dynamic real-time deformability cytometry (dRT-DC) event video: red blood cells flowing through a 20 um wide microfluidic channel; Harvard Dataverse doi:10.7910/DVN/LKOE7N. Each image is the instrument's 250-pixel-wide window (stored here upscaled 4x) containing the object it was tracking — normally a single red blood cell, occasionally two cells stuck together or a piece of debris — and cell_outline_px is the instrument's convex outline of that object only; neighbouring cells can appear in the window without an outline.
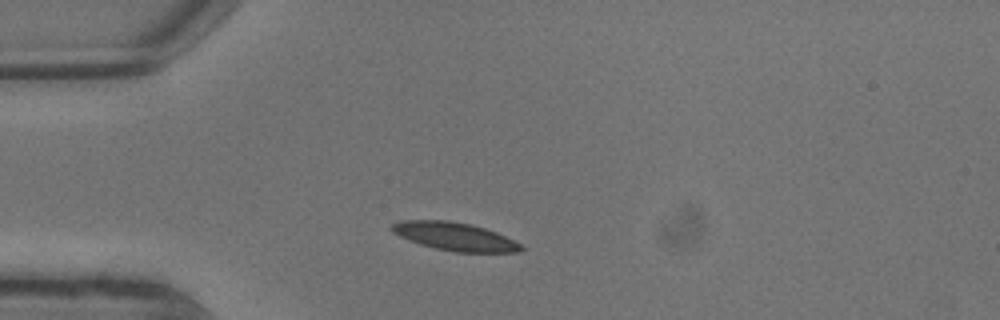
{"species": "common noctule bat (a hibernating species)", "species_latin": "Nyctalus noctula", "temperature_condition": "warm", "stored_images_in_passage": 3, "camera_frame_rate_fps": 3000, "um_per_image_px": 0.085, "animal": {"sex": "male", "body_mass_g": 13.3}, "frame": {"image": 1, "passage_image": 1, "time_ms": 0.0, "image_size_px": [1000, 320], "cell_outline_px": [[524, 248], [516, 252], [456, 252], [436, 248], [420, 244], [408, 240], [392, 232], [388, 228], [392, 224], [400, 220], [448, 220], [468, 224], [484, 228], [496, 232], [520, 244]], "centroid_in_image_um": [38.58, 20.09], "position_along_channel_um": 46.4, "area_um2": 20.98}}
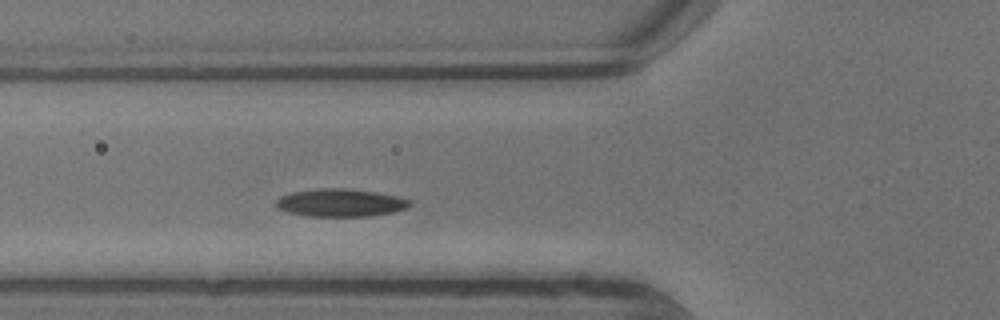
{"frame": {"image": 2, "passage_image": 3, "time_ms": 0.667, "image_size_px": [1000, 320], "cell_outline_px": [[412, 204], [408, 208], [392, 212], [368, 216], [308, 216], [288, 212], [276, 208], [276, 200], [280, 196], [292, 192], [316, 188], [348, 188], [376, 192], [400, 196], [408, 200]], "centroid_in_image_um": [28.93, 17.22], "position_along_channel_um": 96.9, "area_um2": 21.79}}